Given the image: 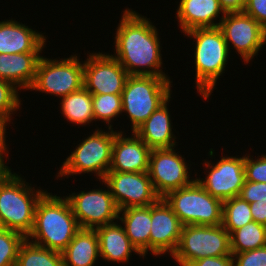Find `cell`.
Listing matches in <instances>:
<instances>
[{
    "mask_svg": "<svg viewBox=\"0 0 266 266\" xmlns=\"http://www.w3.org/2000/svg\"><path fill=\"white\" fill-rule=\"evenodd\" d=\"M218 21L229 51L233 46L246 64L264 47V28L244 12L226 13Z\"/></svg>",
    "mask_w": 266,
    "mask_h": 266,
    "instance_id": "obj_11",
    "label": "cell"
},
{
    "mask_svg": "<svg viewBox=\"0 0 266 266\" xmlns=\"http://www.w3.org/2000/svg\"><path fill=\"white\" fill-rule=\"evenodd\" d=\"M187 266H235L232 255L205 257L199 260L190 262Z\"/></svg>",
    "mask_w": 266,
    "mask_h": 266,
    "instance_id": "obj_36",
    "label": "cell"
},
{
    "mask_svg": "<svg viewBox=\"0 0 266 266\" xmlns=\"http://www.w3.org/2000/svg\"><path fill=\"white\" fill-rule=\"evenodd\" d=\"M63 266H94L99 260V240L95 229H80L62 252Z\"/></svg>",
    "mask_w": 266,
    "mask_h": 266,
    "instance_id": "obj_24",
    "label": "cell"
},
{
    "mask_svg": "<svg viewBox=\"0 0 266 266\" xmlns=\"http://www.w3.org/2000/svg\"><path fill=\"white\" fill-rule=\"evenodd\" d=\"M107 131L95 129L93 134L84 138L62 162L57 178L95 173L99 181L103 180L111 165L112 145L117 133L113 128Z\"/></svg>",
    "mask_w": 266,
    "mask_h": 266,
    "instance_id": "obj_7",
    "label": "cell"
},
{
    "mask_svg": "<svg viewBox=\"0 0 266 266\" xmlns=\"http://www.w3.org/2000/svg\"><path fill=\"white\" fill-rule=\"evenodd\" d=\"M41 53L0 54V79L14 84L20 91L29 90L36 77Z\"/></svg>",
    "mask_w": 266,
    "mask_h": 266,
    "instance_id": "obj_22",
    "label": "cell"
},
{
    "mask_svg": "<svg viewBox=\"0 0 266 266\" xmlns=\"http://www.w3.org/2000/svg\"><path fill=\"white\" fill-rule=\"evenodd\" d=\"M61 114L67 121L86 126L94 122L92 94L83 86L60 100Z\"/></svg>",
    "mask_w": 266,
    "mask_h": 266,
    "instance_id": "obj_25",
    "label": "cell"
},
{
    "mask_svg": "<svg viewBox=\"0 0 266 266\" xmlns=\"http://www.w3.org/2000/svg\"><path fill=\"white\" fill-rule=\"evenodd\" d=\"M232 255L230 234L222 226L185 225L178 247L171 258L180 266L205 257Z\"/></svg>",
    "mask_w": 266,
    "mask_h": 266,
    "instance_id": "obj_8",
    "label": "cell"
},
{
    "mask_svg": "<svg viewBox=\"0 0 266 266\" xmlns=\"http://www.w3.org/2000/svg\"><path fill=\"white\" fill-rule=\"evenodd\" d=\"M79 60L76 54L59 60L41 56L29 90L59 98L80 90L83 87L84 62Z\"/></svg>",
    "mask_w": 266,
    "mask_h": 266,
    "instance_id": "obj_9",
    "label": "cell"
},
{
    "mask_svg": "<svg viewBox=\"0 0 266 266\" xmlns=\"http://www.w3.org/2000/svg\"><path fill=\"white\" fill-rule=\"evenodd\" d=\"M116 222L95 228L99 240L100 258L108 262L128 263L129 257L134 252L140 257L143 255L131 243L123 226Z\"/></svg>",
    "mask_w": 266,
    "mask_h": 266,
    "instance_id": "obj_21",
    "label": "cell"
},
{
    "mask_svg": "<svg viewBox=\"0 0 266 266\" xmlns=\"http://www.w3.org/2000/svg\"><path fill=\"white\" fill-rule=\"evenodd\" d=\"M106 188L83 190L66 196L81 229H95L118 220L119 209L109 188Z\"/></svg>",
    "mask_w": 266,
    "mask_h": 266,
    "instance_id": "obj_13",
    "label": "cell"
},
{
    "mask_svg": "<svg viewBox=\"0 0 266 266\" xmlns=\"http://www.w3.org/2000/svg\"><path fill=\"white\" fill-rule=\"evenodd\" d=\"M46 191L29 186L9 167L0 177V227L27 238L33 229L37 202Z\"/></svg>",
    "mask_w": 266,
    "mask_h": 266,
    "instance_id": "obj_3",
    "label": "cell"
},
{
    "mask_svg": "<svg viewBox=\"0 0 266 266\" xmlns=\"http://www.w3.org/2000/svg\"><path fill=\"white\" fill-rule=\"evenodd\" d=\"M15 266H63V257L61 252L39 246L26 238Z\"/></svg>",
    "mask_w": 266,
    "mask_h": 266,
    "instance_id": "obj_26",
    "label": "cell"
},
{
    "mask_svg": "<svg viewBox=\"0 0 266 266\" xmlns=\"http://www.w3.org/2000/svg\"><path fill=\"white\" fill-rule=\"evenodd\" d=\"M129 74L109 53H90L84 61L83 86L91 94H121Z\"/></svg>",
    "mask_w": 266,
    "mask_h": 266,
    "instance_id": "obj_15",
    "label": "cell"
},
{
    "mask_svg": "<svg viewBox=\"0 0 266 266\" xmlns=\"http://www.w3.org/2000/svg\"><path fill=\"white\" fill-rule=\"evenodd\" d=\"M102 183L109 188L119 210L150 206L160 199L148 172L108 171Z\"/></svg>",
    "mask_w": 266,
    "mask_h": 266,
    "instance_id": "obj_10",
    "label": "cell"
},
{
    "mask_svg": "<svg viewBox=\"0 0 266 266\" xmlns=\"http://www.w3.org/2000/svg\"><path fill=\"white\" fill-rule=\"evenodd\" d=\"M118 220L121 221V224L124 223L123 228L129 240L145 257L149 251L151 205L119 210Z\"/></svg>",
    "mask_w": 266,
    "mask_h": 266,
    "instance_id": "obj_23",
    "label": "cell"
},
{
    "mask_svg": "<svg viewBox=\"0 0 266 266\" xmlns=\"http://www.w3.org/2000/svg\"><path fill=\"white\" fill-rule=\"evenodd\" d=\"M5 158H3L1 155H0V177L6 172V170L9 168L8 166H6L5 164V161H4Z\"/></svg>",
    "mask_w": 266,
    "mask_h": 266,
    "instance_id": "obj_40",
    "label": "cell"
},
{
    "mask_svg": "<svg viewBox=\"0 0 266 266\" xmlns=\"http://www.w3.org/2000/svg\"><path fill=\"white\" fill-rule=\"evenodd\" d=\"M211 163L212 161L203 162L205 172L208 174L202 179L196 177V181L209 194L222 201L239 196L245 182V155L242 157L223 155L215 165Z\"/></svg>",
    "mask_w": 266,
    "mask_h": 266,
    "instance_id": "obj_14",
    "label": "cell"
},
{
    "mask_svg": "<svg viewBox=\"0 0 266 266\" xmlns=\"http://www.w3.org/2000/svg\"><path fill=\"white\" fill-rule=\"evenodd\" d=\"M182 227L179 218L163 198L151 205L149 251L152 255L157 257L167 252L172 256L178 247Z\"/></svg>",
    "mask_w": 266,
    "mask_h": 266,
    "instance_id": "obj_16",
    "label": "cell"
},
{
    "mask_svg": "<svg viewBox=\"0 0 266 266\" xmlns=\"http://www.w3.org/2000/svg\"><path fill=\"white\" fill-rule=\"evenodd\" d=\"M123 133L115 134L109 171L148 172L151 149L134 132Z\"/></svg>",
    "mask_w": 266,
    "mask_h": 266,
    "instance_id": "obj_17",
    "label": "cell"
},
{
    "mask_svg": "<svg viewBox=\"0 0 266 266\" xmlns=\"http://www.w3.org/2000/svg\"><path fill=\"white\" fill-rule=\"evenodd\" d=\"M235 266H266V246L241 253H232Z\"/></svg>",
    "mask_w": 266,
    "mask_h": 266,
    "instance_id": "obj_33",
    "label": "cell"
},
{
    "mask_svg": "<svg viewBox=\"0 0 266 266\" xmlns=\"http://www.w3.org/2000/svg\"><path fill=\"white\" fill-rule=\"evenodd\" d=\"M239 197L248 203L266 201V183L245 181Z\"/></svg>",
    "mask_w": 266,
    "mask_h": 266,
    "instance_id": "obj_34",
    "label": "cell"
},
{
    "mask_svg": "<svg viewBox=\"0 0 266 266\" xmlns=\"http://www.w3.org/2000/svg\"><path fill=\"white\" fill-rule=\"evenodd\" d=\"M264 34H265V44H266V27L264 28Z\"/></svg>",
    "mask_w": 266,
    "mask_h": 266,
    "instance_id": "obj_41",
    "label": "cell"
},
{
    "mask_svg": "<svg viewBox=\"0 0 266 266\" xmlns=\"http://www.w3.org/2000/svg\"><path fill=\"white\" fill-rule=\"evenodd\" d=\"M250 154H245V181L266 183V154L258 155L255 160Z\"/></svg>",
    "mask_w": 266,
    "mask_h": 266,
    "instance_id": "obj_32",
    "label": "cell"
},
{
    "mask_svg": "<svg viewBox=\"0 0 266 266\" xmlns=\"http://www.w3.org/2000/svg\"><path fill=\"white\" fill-rule=\"evenodd\" d=\"M46 38L15 19L0 21V54L42 53Z\"/></svg>",
    "mask_w": 266,
    "mask_h": 266,
    "instance_id": "obj_18",
    "label": "cell"
},
{
    "mask_svg": "<svg viewBox=\"0 0 266 266\" xmlns=\"http://www.w3.org/2000/svg\"><path fill=\"white\" fill-rule=\"evenodd\" d=\"M243 12L266 27V0H246Z\"/></svg>",
    "mask_w": 266,
    "mask_h": 266,
    "instance_id": "obj_35",
    "label": "cell"
},
{
    "mask_svg": "<svg viewBox=\"0 0 266 266\" xmlns=\"http://www.w3.org/2000/svg\"><path fill=\"white\" fill-rule=\"evenodd\" d=\"M266 246V226L252 221L230 234L231 253H241Z\"/></svg>",
    "mask_w": 266,
    "mask_h": 266,
    "instance_id": "obj_27",
    "label": "cell"
},
{
    "mask_svg": "<svg viewBox=\"0 0 266 266\" xmlns=\"http://www.w3.org/2000/svg\"><path fill=\"white\" fill-rule=\"evenodd\" d=\"M122 12L114 37L116 53L112 56L129 75L168 77L161 69V41L150 18L128 8Z\"/></svg>",
    "mask_w": 266,
    "mask_h": 266,
    "instance_id": "obj_1",
    "label": "cell"
},
{
    "mask_svg": "<svg viewBox=\"0 0 266 266\" xmlns=\"http://www.w3.org/2000/svg\"><path fill=\"white\" fill-rule=\"evenodd\" d=\"M171 96L134 133L152 150L176 147L171 115L167 107Z\"/></svg>",
    "mask_w": 266,
    "mask_h": 266,
    "instance_id": "obj_19",
    "label": "cell"
},
{
    "mask_svg": "<svg viewBox=\"0 0 266 266\" xmlns=\"http://www.w3.org/2000/svg\"><path fill=\"white\" fill-rule=\"evenodd\" d=\"M253 221L266 226V201L250 203Z\"/></svg>",
    "mask_w": 266,
    "mask_h": 266,
    "instance_id": "obj_37",
    "label": "cell"
},
{
    "mask_svg": "<svg viewBox=\"0 0 266 266\" xmlns=\"http://www.w3.org/2000/svg\"><path fill=\"white\" fill-rule=\"evenodd\" d=\"M252 221L250 203L239 196L223 201L222 226L229 234Z\"/></svg>",
    "mask_w": 266,
    "mask_h": 266,
    "instance_id": "obj_28",
    "label": "cell"
},
{
    "mask_svg": "<svg viewBox=\"0 0 266 266\" xmlns=\"http://www.w3.org/2000/svg\"><path fill=\"white\" fill-rule=\"evenodd\" d=\"M19 89L9 81L0 79V115L5 116L11 123V116L21 105Z\"/></svg>",
    "mask_w": 266,
    "mask_h": 266,
    "instance_id": "obj_31",
    "label": "cell"
},
{
    "mask_svg": "<svg viewBox=\"0 0 266 266\" xmlns=\"http://www.w3.org/2000/svg\"><path fill=\"white\" fill-rule=\"evenodd\" d=\"M176 18L182 33L195 28L218 27L215 20L225 15L219 0H180Z\"/></svg>",
    "mask_w": 266,
    "mask_h": 266,
    "instance_id": "obj_20",
    "label": "cell"
},
{
    "mask_svg": "<svg viewBox=\"0 0 266 266\" xmlns=\"http://www.w3.org/2000/svg\"><path fill=\"white\" fill-rule=\"evenodd\" d=\"M173 148L152 149L149 157L148 174L156 194L163 198L169 192L188 186L190 168L185 158Z\"/></svg>",
    "mask_w": 266,
    "mask_h": 266,
    "instance_id": "obj_12",
    "label": "cell"
},
{
    "mask_svg": "<svg viewBox=\"0 0 266 266\" xmlns=\"http://www.w3.org/2000/svg\"><path fill=\"white\" fill-rule=\"evenodd\" d=\"M6 124H10V121L5 116L0 115V155L7 160L9 150L7 149L8 144H6Z\"/></svg>",
    "mask_w": 266,
    "mask_h": 266,
    "instance_id": "obj_38",
    "label": "cell"
},
{
    "mask_svg": "<svg viewBox=\"0 0 266 266\" xmlns=\"http://www.w3.org/2000/svg\"><path fill=\"white\" fill-rule=\"evenodd\" d=\"M184 34L195 40V88L204 100H209L219 76L225 73L231 51L219 27L195 28Z\"/></svg>",
    "mask_w": 266,
    "mask_h": 266,
    "instance_id": "obj_4",
    "label": "cell"
},
{
    "mask_svg": "<svg viewBox=\"0 0 266 266\" xmlns=\"http://www.w3.org/2000/svg\"><path fill=\"white\" fill-rule=\"evenodd\" d=\"M92 101L95 122L103 120L108 128H112L111 120L122 115L121 94H92Z\"/></svg>",
    "mask_w": 266,
    "mask_h": 266,
    "instance_id": "obj_29",
    "label": "cell"
},
{
    "mask_svg": "<svg viewBox=\"0 0 266 266\" xmlns=\"http://www.w3.org/2000/svg\"><path fill=\"white\" fill-rule=\"evenodd\" d=\"M26 237L21 233L0 227V266H15Z\"/></svg>",
    "mask_w": 266,
    "mask_h": 266,
    "instance_id": "obj_30",
    "label": "cell"
},
{
    "mask_svg": "<svg viewBox=\"0 0 266 266\" xmlns=\"http://www.w3.org/2000/svg\"><path fill=\"white\" fill-rule=\"evenodd\" d=\"M163 199L183 226L222 225L223 201L209 194L196 179L188 186L169 192Z\"/></svg>",
    "mask_w": 266,
    "mask_h": 266,
    "instance_id": "obj_6",
    "label": "cell"
},
{
    "mask_svg": "<svg viewBox=\"0 0 266 266\" xmlns=\"http://www.w3.org/2000/svg\"><path fill=\"white\" fill-rule=\"evenodd\" d=\"M80 229L67 198L46 191L37 202L33 229L27 239L62 253Z\"/></svg>",
    "mask_w": 266,
    "mask_h": 266,
    "instance_id": "obj_2",
    "label": "cell"
},
{
    "mask_svg": "<svg viewBox=\"0 0 266 266\" xmlns=\"http://www.w3.org/2000/svg\"><path fill=\"white\" fill-rule=\"evenodd\" d=\"M170 77L129 75L121 93L122 112L129 117L134 132L171 96Z\"/></svg>",
    "mask_w": 266,
    "mask_h": 266,
    "instance_id": "obj_5",
    "label": "cell"
},
{
    "mask_svg": "<svg viewBox=\"0 0 266 266\" xmlns=\"http://www.w3.org/2000/svg\"><path fill=\"white\" fill-rule=\"evenodd\" d=\"M225 13L243 12L246 0H219Z\"/></svg>",
    "mask_w": 266,
    "mask_h": 266,
    "instance_id": "obj_39",
    "label": "cell"
}]
</instances>
